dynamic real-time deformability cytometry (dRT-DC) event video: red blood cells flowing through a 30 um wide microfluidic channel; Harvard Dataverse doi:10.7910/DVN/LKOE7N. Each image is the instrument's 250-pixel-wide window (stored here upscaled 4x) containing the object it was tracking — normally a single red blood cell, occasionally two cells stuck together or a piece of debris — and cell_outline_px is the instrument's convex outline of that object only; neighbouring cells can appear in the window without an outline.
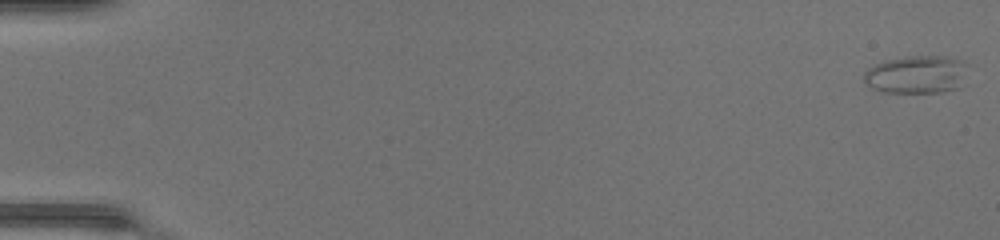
{"species": "common noctule bat (a hibernating species)", "species_latin": "Nyctalus noctula", "temperature_condition": "warm", "stored_images_in_passage": 49, "camera_frame_rate_fps": 3000, "um_per_image_px": 0.085, "animal": {"sex": "female", "body_mass_g": 17.0, "forearm_length_mm": 48.0}, "frame": {"image": 1, "passage_image": 1, "time_ms": 0.0, "image_size_px": [1000, 240], "cell_outline_px": [[968, 64], [960, 88], [944, 92], [884, 92], [872, 88], [864, 84], [864, 72], [868, 68], [876, 64], [888, 60], [908, 56], [948, 56], [960, 60]], "centroid_in_image_um": [77.92, 6.34], "position_along_channel_um": 7.1, "area_um2": 23.06}}
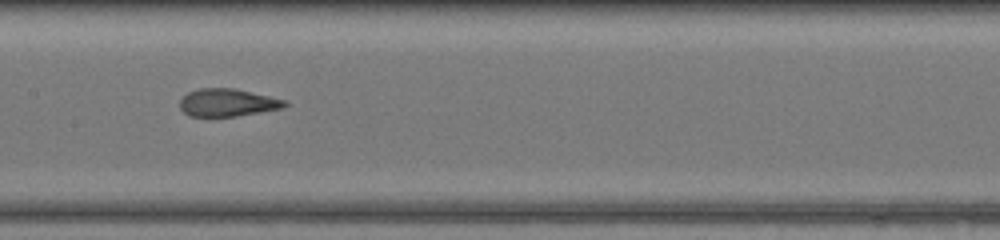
{"frame": {"image": 2, "passage_image": 26, "time_ms": 8.333, "image_size_px": [1000, 240], "cell_outline_px": [[288, 104], [284, 108], [236, 116], [188, 116], [180, 108], [180, 100], [188, 92], [200, 88], [232, 88], [268, 96], [284, 100]], "centroid_in_image_um": [19.32, 8.72], "position_along_channel_um": 188.1, "area_um2": 16.7}}
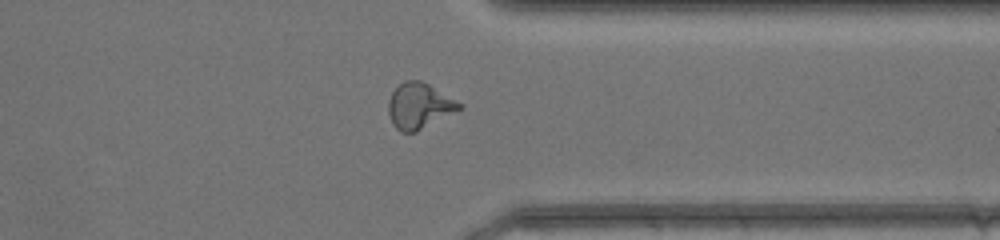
{"frame": {"image": 3, "passage_image": 39, "time_ms": 12.667, "image_size_px": [1000, 240], "cell_outline_px": [[464, 108], [416, 132], [400, 132], [392, 124], [388, 112], [388, 100], [392, 92], [404, 80], [420, 80], [428, 84], [464, 104]], "centroid_in_image_um": [35.65, 9.01], "position_along_channel_um": 375.8, "area_um2": 19.02}, "authors_computed_cell_mechanics": {"area_um2": 18.9006, "velocity_mm_per_s": 4.3816, "shape_relaxation_time_tau1_ms": 4.5434, "shape_relaxation_time_tau2_ms": 0.8958, "deformation_change_tau1": 0.1863, "deformation_change_tau2": 0.0914}}